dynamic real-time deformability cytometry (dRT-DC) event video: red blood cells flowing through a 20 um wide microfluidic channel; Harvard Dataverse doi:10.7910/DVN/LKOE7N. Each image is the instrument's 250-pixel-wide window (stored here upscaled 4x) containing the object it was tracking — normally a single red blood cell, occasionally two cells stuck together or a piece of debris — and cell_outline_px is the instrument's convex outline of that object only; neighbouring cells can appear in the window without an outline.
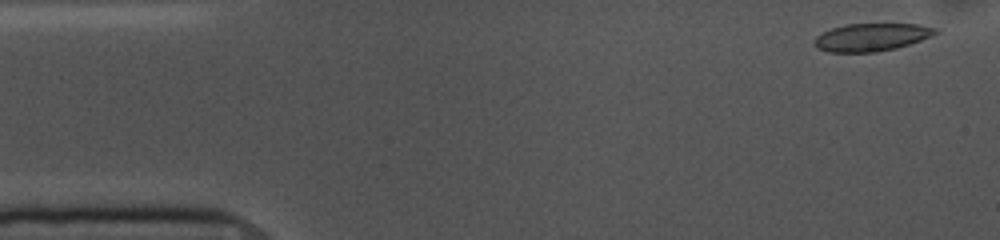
{"species": "common noctule bat (a hibernating species)", "species_latin": "Nyctalus noctula", "temperature_condition": "cold", "stored_images_in_passage": 53, "camera_frame_rate_fps": 3000, "um_per_image_px": 0.085, "animal": {"sex": "female", "body_mass_g": 10.0, "forearm_length_mm": 53.1}, "frame": {"image": 1, "passage_image": 2, "time_ms": 0.333, "image_size_px": [1000, 240], "cell_outline_px": [[940, 32], [932, 36], [896, 48], [876, 52], [828, 52], [816, 48], [812, 44], [812, 40], [816, 36], [832, 28], [844, 24], [920, 24], [940, 28]], "centroid_in_image_um": [74.08, 3.16], "position_along_channel_um": 10.9, "area_um2": 19.83}}
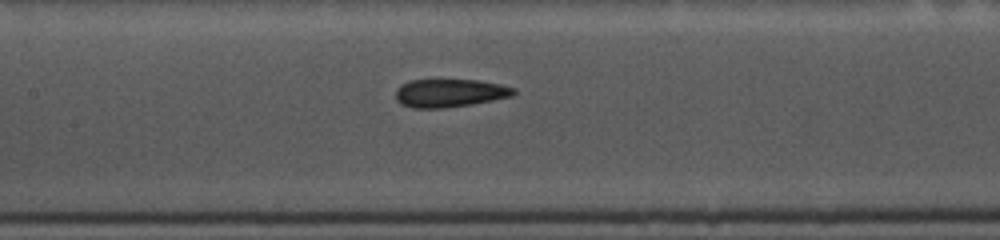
{"frame": {"image": 2, "passage_image": 23, "time_ms": 7.333, "image_size_px": [1000, 240], "cell_outline_px": [[516, 92], [512, 96], [472, 104], [444, 108], [412, 108], [400, 104], [396, 100], [396, 88], [400, 84], [408, 80], [476, 80], [500, 84], [516, 88]], "centroid_in_image_um": [38.19, 7.91], "position_along_channel_um": 169.2, "area_um2": 19.48}}
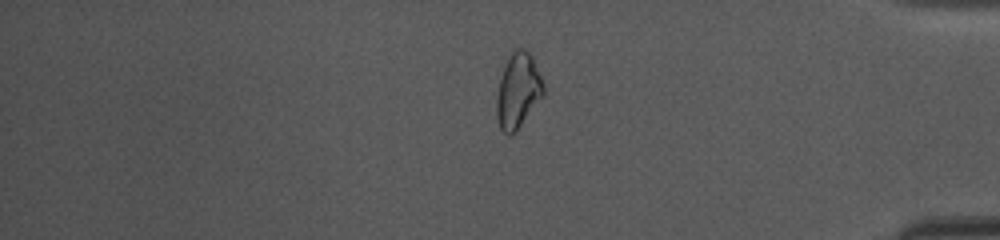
{"frame": {"image": 3, "passage_image": 44, "time_ms": 14.333, "image_size_px": [1000, 240], "cell_outline_px": [[544, 96], [516, 132], [508, 136], [500, 128], [496, 116], [496, 96], [500, 80], [504, 68], [512, 48], [524, 48], [532, 56], [544, 84]], "centroid_in_image_um": [44.04, 7.72], "position_along_channel_um": 391.2, "area_um2": 20.69}, "authors_computed_cell_mechanics": {"area_um2": 20.2878, "velocity_mm_per_s": 3.6182, "shape_relaxation_time_tau1_ms": 7.832, "shape_relaxation_time_tau2_ms": 2.7312, "deformation_change_tau1": 0.1609, "deformation_change_tau2": 0.0974}}